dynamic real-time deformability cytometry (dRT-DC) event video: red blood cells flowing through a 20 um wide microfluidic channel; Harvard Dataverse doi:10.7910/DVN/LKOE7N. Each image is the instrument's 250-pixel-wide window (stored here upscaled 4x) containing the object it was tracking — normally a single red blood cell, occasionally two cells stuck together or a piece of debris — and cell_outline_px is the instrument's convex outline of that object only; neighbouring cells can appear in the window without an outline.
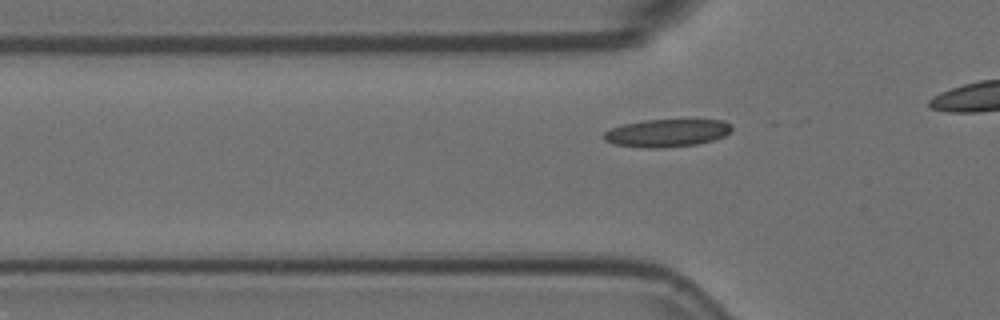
{"species": "Egyptian fruit bat (a non-hibernating species)", "species_latin": "Rousettus aegyptiacus", "temperature_condition": "room temperature", "stored_images_in_passage": 24, "camera_frame_rate_fps": 3000, "um_per_image_px": 0.085, "animal": {"sex": "female"}, "frame": {"image": 1, "passage_image": 14, "time_ms": 4.333, "image_size_px": [1000, 320], "cell_outline_px": [[732, 128], [724, 136], [712, 140], [696, 144], [656, 148], [648, 148], [616, 144], [604, 140], [604, 132], [620, 124], [644, 120], [724, 120], [732, 124]], "centroid_in_image_um": [56.68, 11.29], "position_along_channel_um": 69.1, "area_um2": 20.46}}
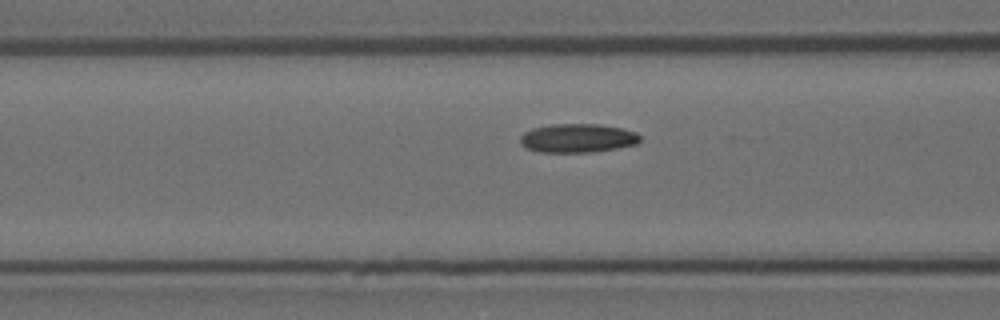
{"frame": {"image": 2, "passage_image": 18, "time_ms": 5.667, "image_size_px": [1000, 320], "cell_outline_px": [[640, 140], [636, 144], [616, 148], [592, 152], [540, 152], [528, 148], [520, 144], [520, 136], [524, 132], [532, 128], [552, 124], [596, 124], [620, 128], [636, 132], [640, 136]], "centroid_in_image_um": [49.07, 11.74], "position_along_channel_um": 117.5, "area_um2": 20.0}}
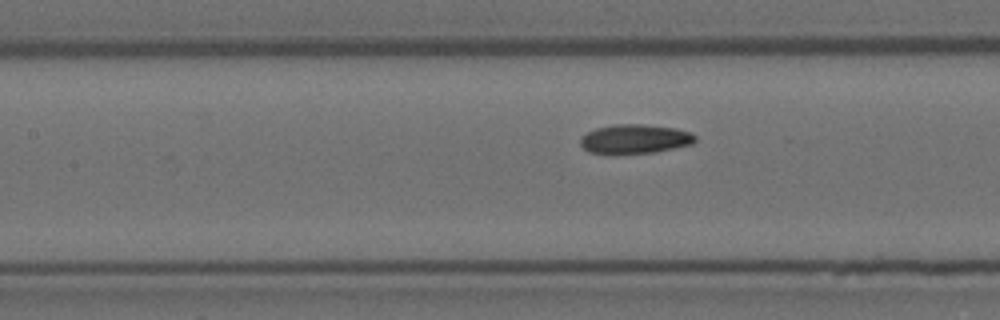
{"frame": {"image": 3, "passage_image": 21, "time_ms": 6.667, "image_size_px": [1000, 320], "cell_outline_px": [[696, 140], [692, 144], [652, 152], [616, 156], [612, 156], [588, 152], [580, 144], [580, 136], [596, 128], [616, 124], [644, 124], [676, 128], [692, 132], [696, 136]], "centroid_in_image_um": [53.92, 11.84], "position_along_channel_um": 153.5, "area_um2": 20.11}}